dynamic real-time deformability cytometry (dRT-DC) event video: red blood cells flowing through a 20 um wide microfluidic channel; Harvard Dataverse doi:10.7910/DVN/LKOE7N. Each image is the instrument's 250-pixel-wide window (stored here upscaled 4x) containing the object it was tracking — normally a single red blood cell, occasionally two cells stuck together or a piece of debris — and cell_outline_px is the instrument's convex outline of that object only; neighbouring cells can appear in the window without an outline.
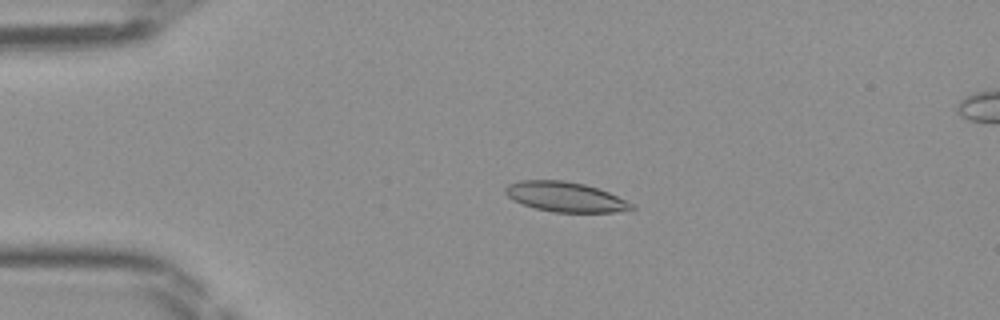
{"species": "Egyptian fruit bat (a non-hibernating species)", "species_latin": "Rousettus aegyptiacus", "temperature_condition": "room temperature", "stored_images_in_passage": 43, "camera_frame_rate_fps": 3000, "um_per_image_px": 0.085, "frame": {"image": 1, "passage_image": 6, "time_ms": 1.667, "image_size_px": [1000, 320], "cell_outline_px": [[636, 208], [616, 212], [552, 212], [536, 208], [512, 200], [504, 192], [504, 188], [508, 184], [520, 180], [564, 180], [584, 184], [608, 192], [636, 204]], "centroid_in_image_um": [48.06, 16.73], "position_along_channel_um": 36.9, "area_um2": 22.02}}
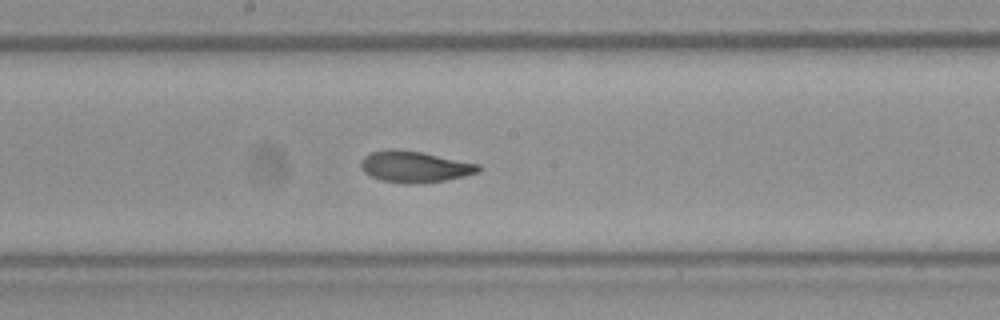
{"frame": {"image": 2, "passage_image": 21, "time_ms": 6.667, "image_size_px": [1000, 320], "cell_outline_px": [[480, 172], [464, 176], [444, 180], [412, 184], [404, 184], [380, 180], [364, 172], [360, 168], [360, 160], [364, 156], [372, 152], [392, 148], [396, 148], [420, 152], [480, 164]], "centroid_in_image_um": [35.21, 14.17], "position_along_channel_um": 213.0, "area_um2": 21.44}}
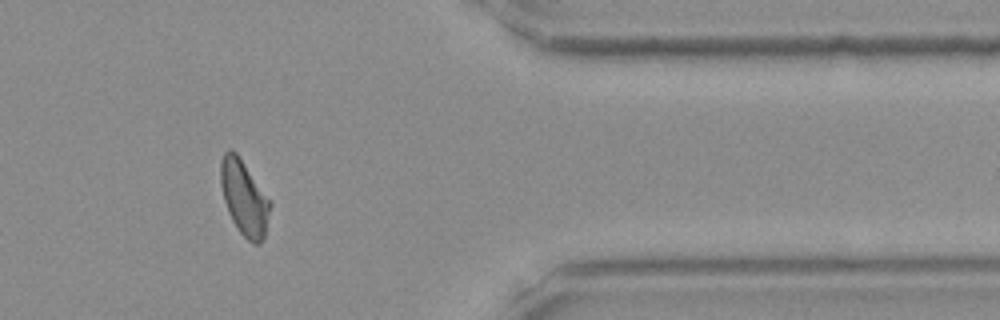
{"frame": {"image": 3, "passage_image": 35, "time_ms": 11.333, "image_size_px": [1000, 320], "cell_outline_px": [[272, 204], [264, 236], [260, 244], [252, 244], [236, 228], [228, 212], [224, 200], [220, 184], [220, 160], [224, 152], [228, 148], [232, 148], [236, 152], [272, 200]], "centroid_in_image_um": [20.76, 16.78], "position_along_channel_um": 390.6, "area_um2": 22.02}}